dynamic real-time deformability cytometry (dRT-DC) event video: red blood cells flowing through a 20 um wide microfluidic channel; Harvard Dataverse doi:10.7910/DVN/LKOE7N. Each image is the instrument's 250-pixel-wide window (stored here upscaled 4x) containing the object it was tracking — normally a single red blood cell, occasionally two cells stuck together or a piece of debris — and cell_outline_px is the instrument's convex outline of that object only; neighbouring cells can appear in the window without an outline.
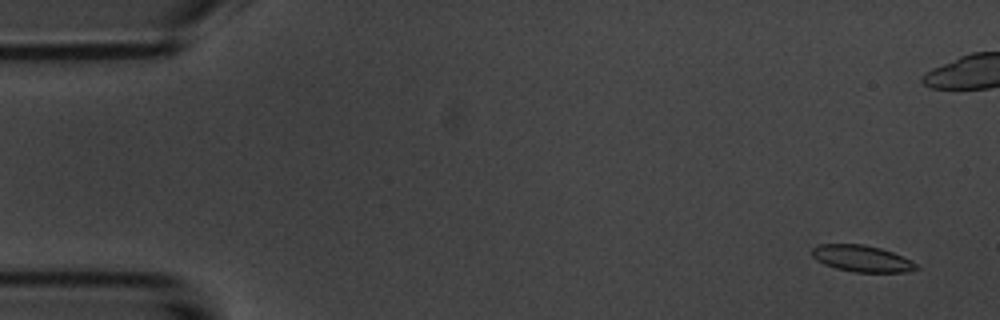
{"species": "common noctule bat (a hibernating species)", "species_latin": "Nyctalus noctula", "temperature_condition": "room temperature", "stored_images_in_passage": 55, "camera_frame_rate_fps": 3000, "um_per_image_px": 0.085, "animal": {"sex": "male", "body_mass_g": 20.1, "forearm_length_mm": 53.5}, "frame": {"image": 1, "passage_image": 3, "time_ms": 0.667, "image_size_px": [1000, 320], "cell_outline_px": [[920, 268], [908, 272], [852, 272], [836, 268], [824, 264], [816, 260], [812, 256], [812, 248], [820, 244], [860, 244], [880, 248], [892, 252], [912, 260]], "centroid_in_image_um": [73.26, 21.98], "position_along_channel_um": 11.7, "area_um2": 16.13}}
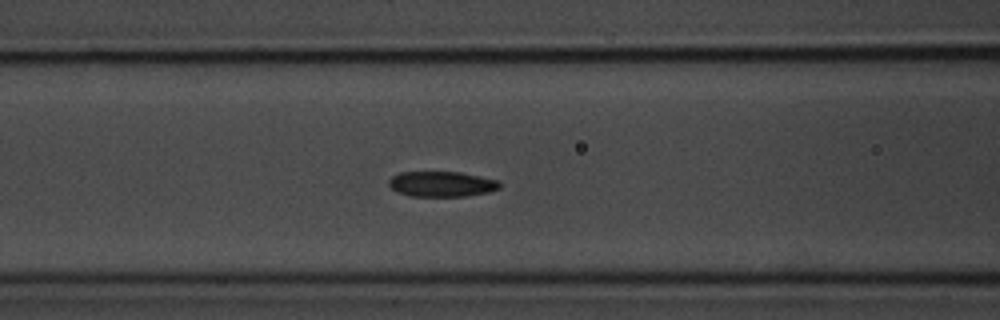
{"frame": {"image": 2, "passage_image": 22, "time_ms": 7.0, "image_size_px": [1000, 320], "cell_outline_px": [[500, 188], [488, 192], [468, 196], [408, 196], [396, 192], [388, 184], [388, 180], [392, 176], [400, 172], [460, 172], [500, 180]], "centroid_in_image_um": [37.54, 15.64], "position_along_channel_um": 129.1, "area_um2": 16.53}}
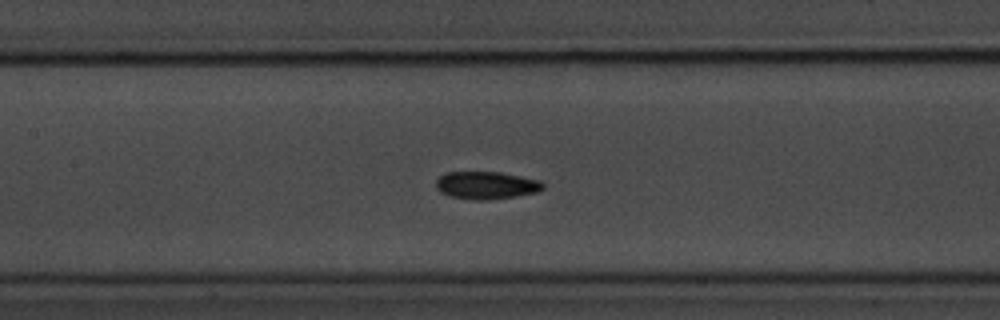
{"frame": {"image": 3, "passage_image": 25, "time_ms": 8.0, "image_size_px": [1000, 320], "cell_outline_px": [[544, 188], [536, 192], [516, 196], [488, 200], [472, 200], [452, 196], [440, 192], [436, 188], [436, 180], [444, 172], [500, 172], [540, 180], [544, 184]], "centroid_in_image_um": [41.32, 15.74], "position_along_channel_um": 166.1, "area_um2": 17.22}, "authors_computed_cell_mechanics": {"area_um2": 16.5308, "velocity_mm_per_s": 3.6856, "shape_relaxation_time_tau1_ms": 4.3601, "shape_relaxation_time_tau2_ms": 3.4836, "deformation_change_tau1": 0.1126, "deformation_change_tau2": 0.0647}}